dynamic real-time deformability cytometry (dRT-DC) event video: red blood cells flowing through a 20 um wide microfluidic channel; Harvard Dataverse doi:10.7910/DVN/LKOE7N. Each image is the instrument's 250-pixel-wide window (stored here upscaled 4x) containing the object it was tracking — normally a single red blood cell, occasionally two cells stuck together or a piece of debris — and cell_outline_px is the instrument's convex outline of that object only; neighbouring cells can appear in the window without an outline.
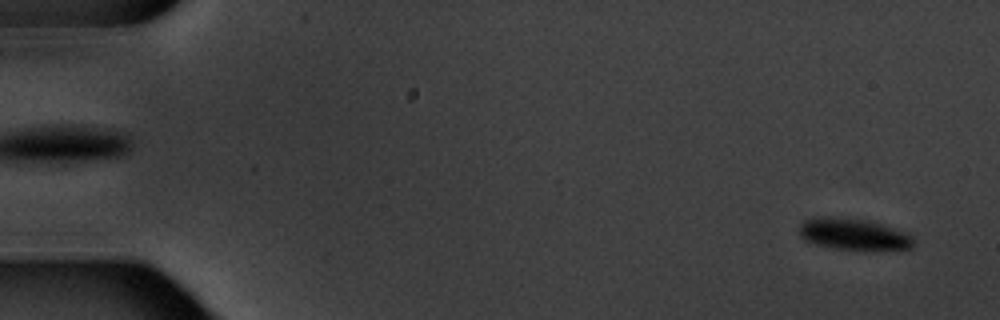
{"species": "common noctule bat (a hibernating species)", "species_latin": "Nyctalus noctula", "temperature_condition": "warm", "stored_images_in_passage": 15, "camera_frame_rate_fps": 3000, "um_per_image_px": 0.085, "animal": {"sex": "male", "body_mass_g": 20.1, "forearm_length_mm": 53.5}, "frame": {"image": 1, "passage_image": 1, "time_ms": 0.0, "image_size_px": [1000, 320], "cell_outline_px": [[912, 248], [836, 248], [816, 244], [804, 240], [800, 236], [800, 224], [804, 220], [820, 216], [824, 216], [868, 220], [908, 232], [912, 236]], "centroid_in_image_um": [72.51, 19.86], "position_along_channel_um": 12.5, "area_um2": 20.35}}
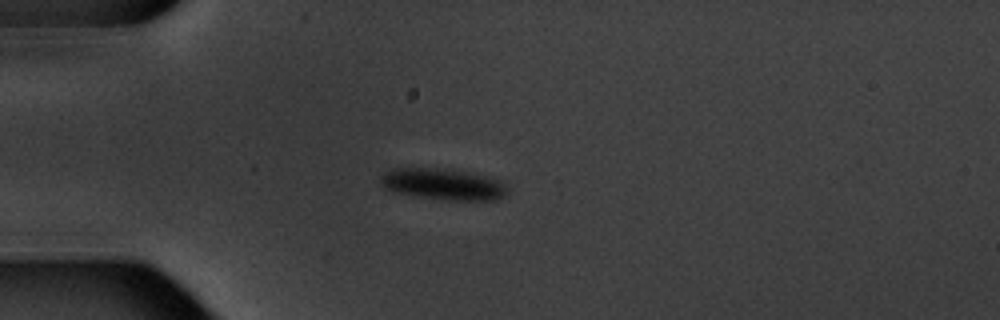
{"frame": {"image": 2, "passage_image": 4, "time_ms": 4.333, "image_size_px": [1000, 320], "cell_outline_px": [[508, 192], [504, 196], [496, 200], [448, 200], [392, 192], [384, 188], [380, 184], [380, 176], [384, 172], [392, 168], [440, 168], [464, 172], [484, 176], [496, 180], [504, 184], [508, 188]], "centroid_in_image_um": [37.6, 15.66], "position_along_channel_um": 47.4, "area_um2": 23.0}}
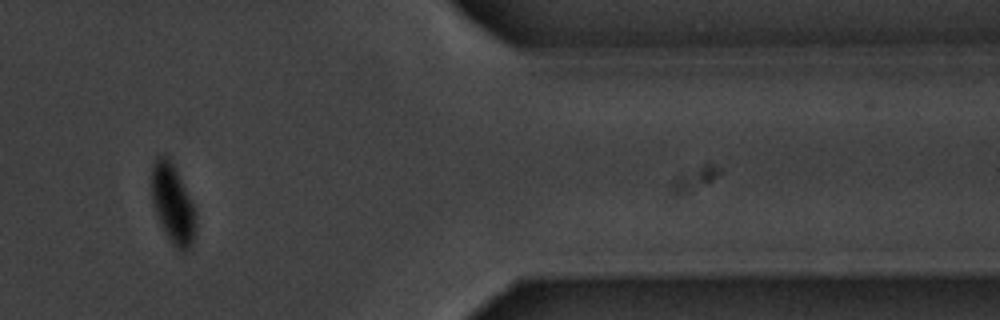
{"frame": {"image": 3, "passage_image": 13, "time_ms": 15.667, "image_size_px": [1000, 320], "cell_outline_px": [[196, 220], [192, 244], [184, 252], [180, 252], [172, 244], [164, 232], [156, 216], [152, 204], [152, 164], [156, 156], [164, 152], [168, 156], [196, 212]], "centroid_in_image_um": [14.65, 17.34], "position_along_channel_um": 396.8, "area_um2": 20.23}, "authors_computed_cell_mechanics": {"area_um2": 23.3512, "velocity_mm_per_s": 3.4759, "shape_relaxation_time_tau1_ms": 2.1284, "shape_relaxation_time_tau2_ms": null, "deformation_change_tau1": 0.1005, "deformation_change_tau2": null}}